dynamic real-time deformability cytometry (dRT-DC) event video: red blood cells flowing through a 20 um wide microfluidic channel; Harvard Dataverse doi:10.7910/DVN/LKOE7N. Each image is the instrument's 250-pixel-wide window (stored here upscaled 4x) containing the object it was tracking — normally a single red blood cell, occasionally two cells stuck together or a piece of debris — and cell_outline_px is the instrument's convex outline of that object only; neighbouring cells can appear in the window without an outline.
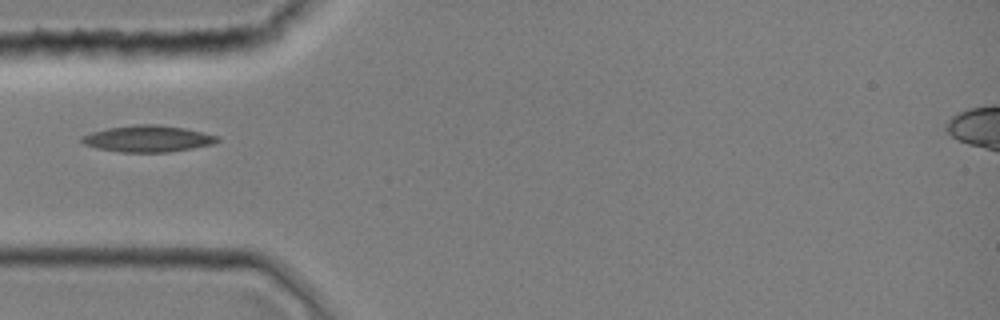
{"species": "common noctule bat (a hibernating species)", "species_latin": "Nyctalus noctula", "temperature_condition": "room temperature", "stored_images_in_passage": 31, "camera_frame_rate_fps": 3000, "um_per_image_px": 0.085, "animal": {"sex": "female", "body_mass_g": 19.0, "forearm_length_mm": 51.5}, "frame": {"image": 1, "passage_image": 1, "time_ms": 0.0, "image_size_px": [1000, 320], "cell_outline_px": [[220, 140], [212, 144], [192, 148], [168, 152], [120, 152], [96, 148], [84, 144], [80, 140], [80, 136], [92, 132], [108, 128], [136, 124], [156, 124], [184, 128], [220, 136]], "centroid_in_image_um": [12.55, 11.79], "position_along_channel_um": 72.4, "area_um2": 20.92}}
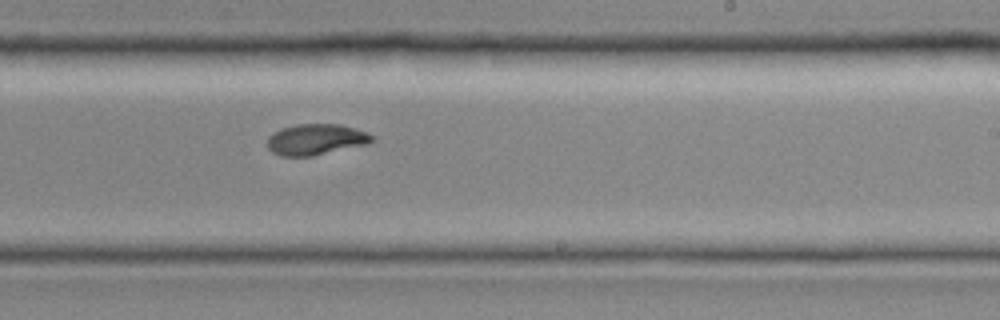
{"frame": {"image": 2, "passage_image": 14, "time_ms": 4.333, "image_size_px": [1000, 320], "cell_outline_px": [[376, 140], [368, 144], [312, 156], [280, 156], [272, 152], [268, 148], [268, 136], [280, 128], [296, 124], [340, 124], [356, 128], [368, 132], [376, 136]], "centroid_in_image_um": [26.9, 11.85], "position_along_channel_um": 262.1, "area_um2": 19.19}}
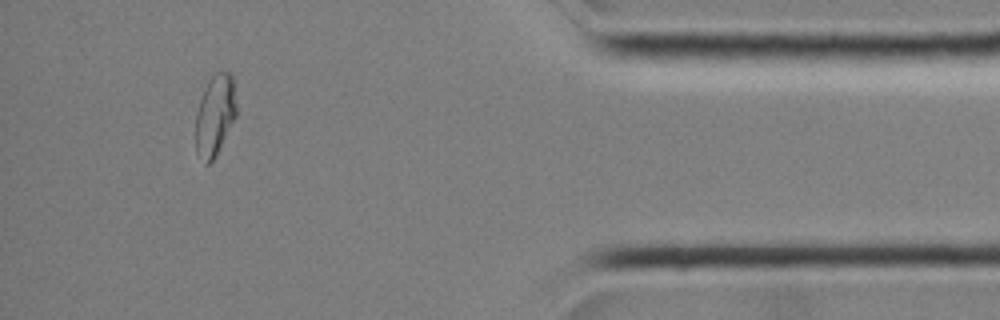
{"frame": {"image": 3, "passage_image": 27, "time_ms": 8.667, "image_size_px": [1000, 320], "cell_outline_px": [[236, 116], [216, 156], [208, 164], [204, 164], [196, 152], [196, 112], [204, 88], [208, 80], [220, 68], [232, 72], [236, 104]], "centroid_in_image_um": [18.28, 9.75], "position_along_channel_um": 416.9, "area_um2": 19.54}}